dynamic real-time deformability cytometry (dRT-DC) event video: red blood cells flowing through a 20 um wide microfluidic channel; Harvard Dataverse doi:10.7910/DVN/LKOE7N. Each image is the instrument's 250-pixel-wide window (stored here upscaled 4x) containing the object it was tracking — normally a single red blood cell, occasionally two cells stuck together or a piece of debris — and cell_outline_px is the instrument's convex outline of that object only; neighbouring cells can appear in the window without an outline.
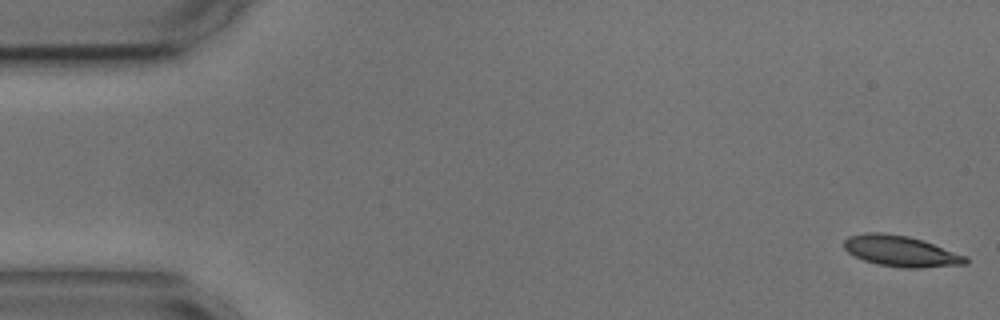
{"species": "common noctule bat (a hibernating species)", "species_latin": "Nyctalus noctula", "temperature_condition": "cold", "stored_images_in_passage": 55, "camera_frame_rate_fps": 3000, "um_per_image_px": 0.085, "animal": {"sex": "male", "body_mass_g": 17.9, "forearm_length_mm": 54.2}, "frame": {"image": 1, "passage_image": 1, "time_ms": 0.0, "image_size_px": [1000, 320], "cell_outline_px": [[968, 264], [920, 268], [904, 268], [876, 264], [864, 260], [848, 252], [844, 248], [844, 240], [848, 236], [864, 232], [880, 232], [908, 236], [924, 240], [968, 256]], "centroid_in_image_um": [76.6, 21.34], "position_along_channel_um": 8.4, "area_um2": 22.14}}
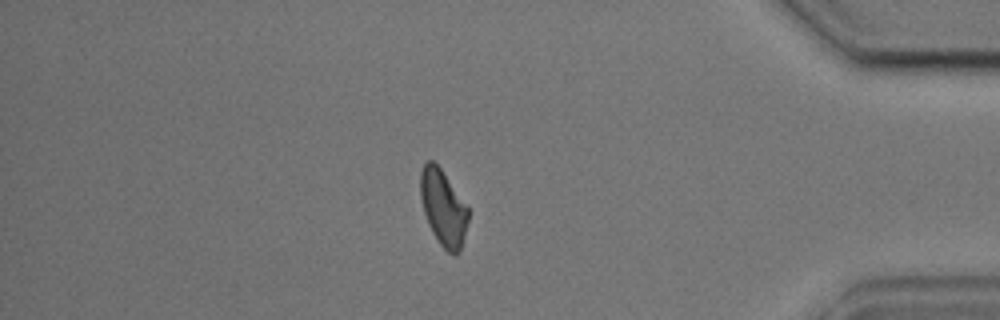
{"frame": {"image": 2, "passage_image": 47, "time_ms": 15.333, "image_size_px": [1000, 320], "cell_outline_px": [[468, 220], [460, 252], [456, 256], [448, 252], [440, 244], [432, 232], [428, 224], [424, 212], [420, 196], [420, 172], [424, 164], [428, 160], [432, 160], [440, 168], [468, 208]], "centroid_in_image_um": [37.66, 17.68], "position_along_channel_um": 397.5, "area_um2": 20.87}}
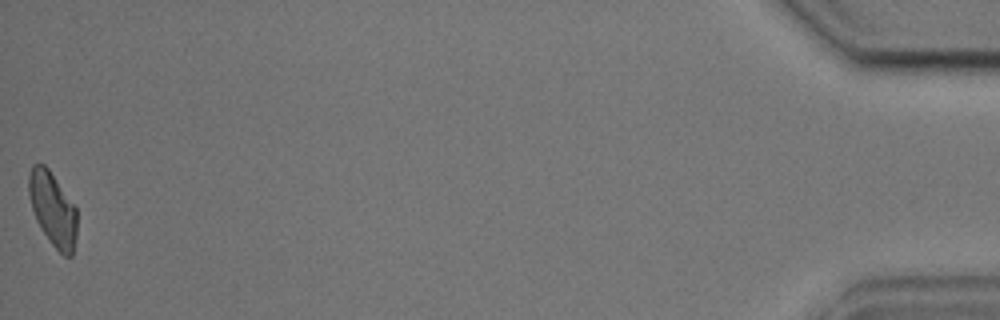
{"frame": {"image": 3, "passage_image": 55, "time_ms": 18.0, "image_size_px": [1000, 320], "cell_outline_px": [[76, 236], [72, 256], [64, 256], [52, 244], [36, 220], [28, 196], [28, 176], [32, 164], [44, 164], [48, 168], [76, 208]], "centroid_in_image_um": [4.46, 17.75], "position_along_channel_um": 430.7, "area_um2": 20.46}, "authors_computed_cell_mechanics": {"area_um2": 22.0218, "velocity_mm_per_s": 3.5855, "shape_relaxation_time_tau1_ms": 3.0936, "shape_relaxation_time_tau2_ms": 3.088, "deformation_change_tau1": 0.1408, "deformation_change_tau2": 0.121}}